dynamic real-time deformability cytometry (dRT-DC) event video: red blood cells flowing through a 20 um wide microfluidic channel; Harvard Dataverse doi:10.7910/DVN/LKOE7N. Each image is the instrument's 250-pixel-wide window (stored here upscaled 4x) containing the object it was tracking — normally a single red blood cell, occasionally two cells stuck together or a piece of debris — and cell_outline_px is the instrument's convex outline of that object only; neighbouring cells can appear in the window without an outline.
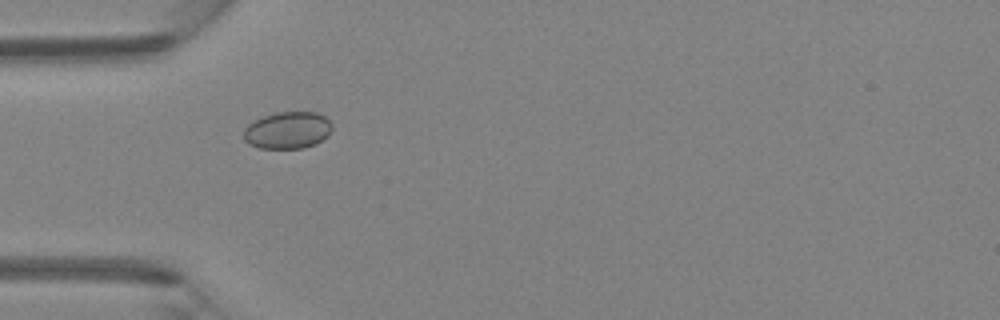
{"species": "Egyptian fruit bat (a non-hibernating species)", "species_latin": "Rousettus aegyptiacus", "temperature_condition": "room temperature", "stored_images_in_passage": 33, "camera_frame_rate_fps": 3000, "um_per_image_px": 0.085, "animal": {"sex": "female"}, "frame": {"image": 1, "passage_image": 1, "time_ms": 0.0, "image_size_px": [1000, 320], "cell_outline_px": [[332, 128], [328, 136], [316, 144], [304, 148], [260, 148], [248, 144], [244, 140], [244, 128], [248, 124], [264, 116], [276, 112], [316, 112], [324, 116], [332, 124]], "centroid_in_image_um": [24.45, 11.08], "position_along_channel_um": 60.5, "area_um2": 19.13}}
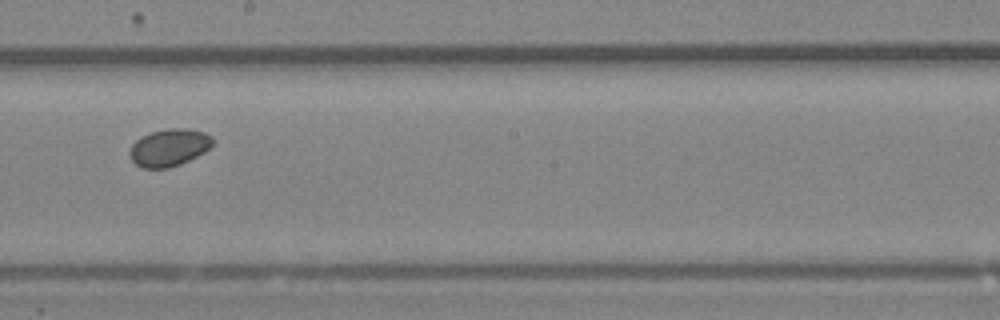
{"frame": {"image": 2, "passage_image": 13, "time_ms": 4.0, "image_size_px": [1000, 320], "cell_outline_px": [[212, 144], [204, 152], [180, 164], [168, 168], [140, 168], [132, 160], [128, 152], [132, 144], [140, 136], [152, 132], [168, 128], [184, 128], [204, 132], [212, 136]], "centroid_in_image_um": [14.34, 12.54], "position_along_channel_um": 233.9, "area_um2": 17.98}}
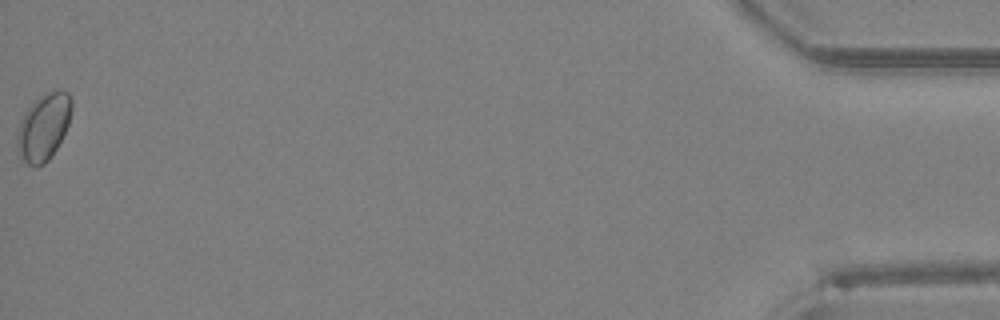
{"frame": {"image": 3, "passage_image": 33, "time_ms": 10.667, "image_size_px": [1000, 320], "cell_outline_px": [[72, 108], [68, 124], [52, 156], [44, 164], [28, 164], [20, 156], [16, 148], [16, 132], [20, 120], [24, 112], [40, 96], [48, 92], [60, 88], [68, 92], [72, 96]], "centroid_in_image_um": [3.7, 10.75], "position_along_channel_um": 431.5, "area_um2": 21.21}}